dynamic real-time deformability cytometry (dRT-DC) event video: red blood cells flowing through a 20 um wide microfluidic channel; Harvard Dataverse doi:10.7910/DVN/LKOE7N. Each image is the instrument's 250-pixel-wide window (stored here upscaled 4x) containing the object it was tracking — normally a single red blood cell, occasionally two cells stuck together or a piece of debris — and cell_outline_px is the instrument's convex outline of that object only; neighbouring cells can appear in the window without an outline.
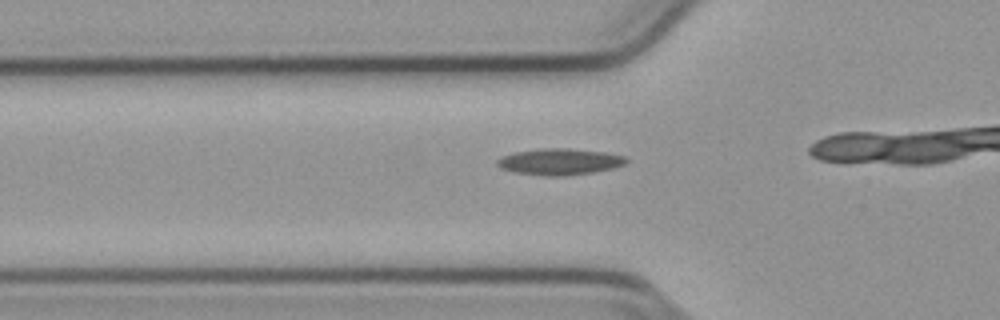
{"species": "common noctule bat (a hibernating species)", "species_latin": "Nyctalus noctula", "temperature_condition": "cold", "stored_images_in_passage": 10, "camera_frame_rate_fps": 3000, "um_per_image_px": 0.085, "animal": {"sex": "male", "body_mass_g": 23.1, "forearm_length_mm": 52.7}, "frame": {"image": 1, "passage_image": 2, "time_ms": 0.333, "image_size_px": [1000, 320], "cell_outline_px": [[628, 160], [624, 164], [612, 168], [592, 172], [564, 176], [544, 176], [512, 172], [500, 168], [496, 164], [496, 160], [500, 156], [516, 152], [540, 148], [568, 148], [604, 152], [624, 156]], "centroid_in_image_um": [47.5, 13.74], "position_along_channel_um": 78.3, "area_um2": 19.88}}
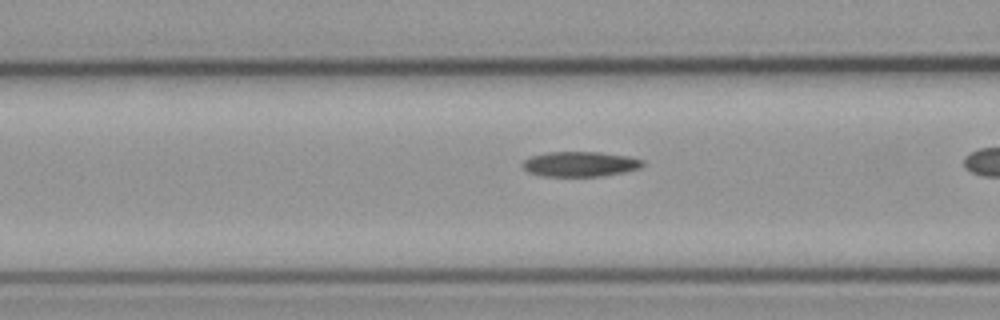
{"frame": {"image": 2, "passage_image": 5, "time_ms": 1.333, "image_size_px": [1000, 320], "cell_outline_px": [[644, 164], [640, 168], [624, 172], [604, 176], [540, 176], [528, 172], [520, 164], [524, 160], [532, 156], [548, 152], [600, 152], [628, 156], [644, 160]], "centroid_in_image_um": [49.31, 13.95], "position_along_channel_um": 117.3, "area_um2": 17.63}}